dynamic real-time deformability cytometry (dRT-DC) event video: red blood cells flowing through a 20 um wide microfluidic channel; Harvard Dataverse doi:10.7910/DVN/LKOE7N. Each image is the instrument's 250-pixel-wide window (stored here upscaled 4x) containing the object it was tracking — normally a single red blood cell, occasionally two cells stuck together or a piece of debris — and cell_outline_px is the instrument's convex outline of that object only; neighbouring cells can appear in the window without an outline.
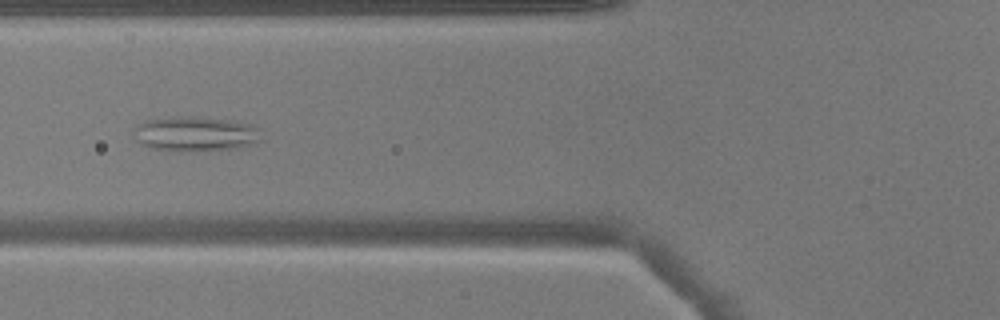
{"species": "common noctule bat (a hibernating species)", "species_latin": "Nyctalus noctula", "temperature_condition": "warm", "stored_images_in_passage": 46, "camera_frame_rate_fps": 3000, "um_per_image_px": 0.085, "animal": {"sex": "male", "body_mass_g": 17.9}, "frame": {"image": 1, "passage_image": 15, "time_ms": 4.667, "image_size_px": [1000, 320], "cell_outline_px": [[264, 140], [236, 148], [148, 148], [140, 140], [136, 128], [144, 120], [172, 116], [188, 116], [232, 120], [252, 124], [260, 128]], "centroid_in_image_um": [16.75, 11.3], "position_along_channel_um": 109.0, "area_um2": 24.68}}
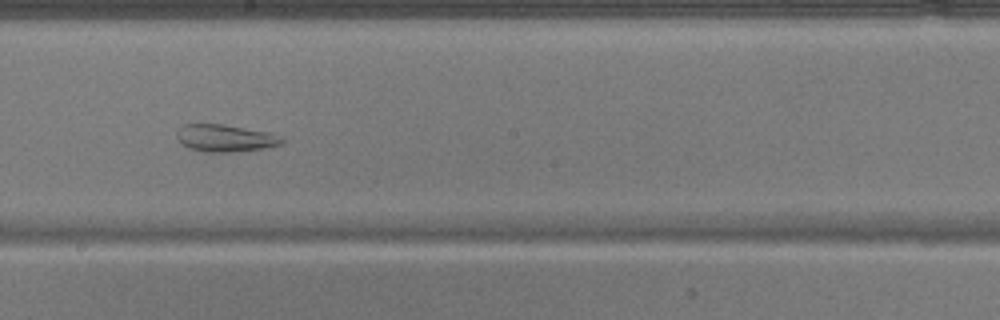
{"frame": {"image": 2, "passage_image": 24, "time_ms": 7.667, "image_size_px": [1000, 320], "cell_outline_px": [[284, 140], [280, 144], [264, 148], [232, 152], [204, 152], [188, 148], [176, 136], [176, 132], [184, 124], [224, 124], [272, 132]], "centroid_in_image_um": [19.15, 11.73], "position_along_channel_um": 229.1, "area_um2": 16.65}}
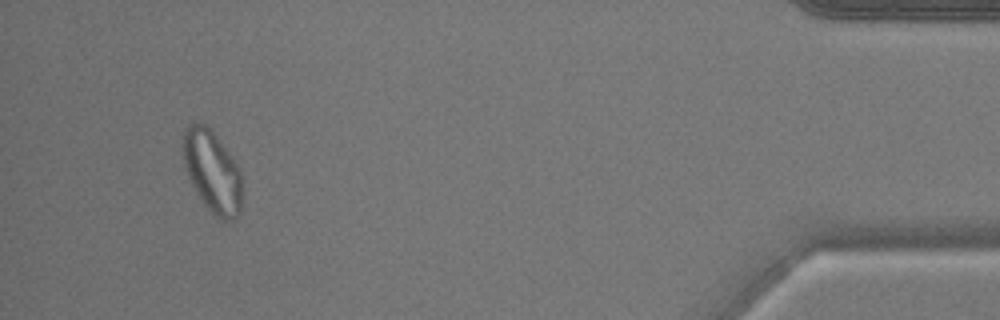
{"frame": {"image": 3, "passage_image": 43, "time_ms": 14.0, "image_size_px": [1000, 320], "cell_outline_px": [[240, 212], [232, 220], [220, 220], [204, 204], [196, 192], [188, 176], [184, 164], [184, 128], [188, 124], [200, 120], [212, 132], [236, 164], [240, 172]], "centroid_in_image_um": [18.01, 14.58], "position_along_channel_um": 417.2, "area_um2": 27.4}}